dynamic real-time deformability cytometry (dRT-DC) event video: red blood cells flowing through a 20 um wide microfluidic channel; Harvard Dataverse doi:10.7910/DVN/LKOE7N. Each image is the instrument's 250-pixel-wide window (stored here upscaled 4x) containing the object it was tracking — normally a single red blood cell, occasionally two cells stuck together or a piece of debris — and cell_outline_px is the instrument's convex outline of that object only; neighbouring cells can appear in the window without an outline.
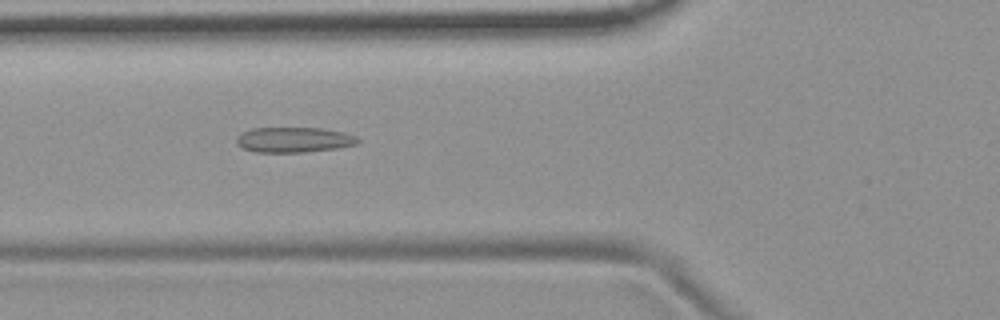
{"species": "common noctule bat (a hibernating species)", "species_latin": "Nyctalus noctula", "temperature_condition": "room temperature", "stored_images_in_passage": 45, "camera_frame_rate_fps": 3000, "um_per_image_px": 0.085, "animal": {"sex": "female", "body_mass_g": 19.9}, "frame": {"image": 1, "passage_image": 11, "time_ms": 3.333, "image_size_px": [1000, 320], "cell_outline_px": [[360, 140], [356, 144], [340, 148], [304, 152], [256, 152], [240, 148], [236, 144], [236, 136], [252, 128], [320, 128], [344, 132], [356, 136]], "centroid_in_image_um": [24.96, 11.89], "position_along_channel_um": 100.8, "area_um2": 17.98}}
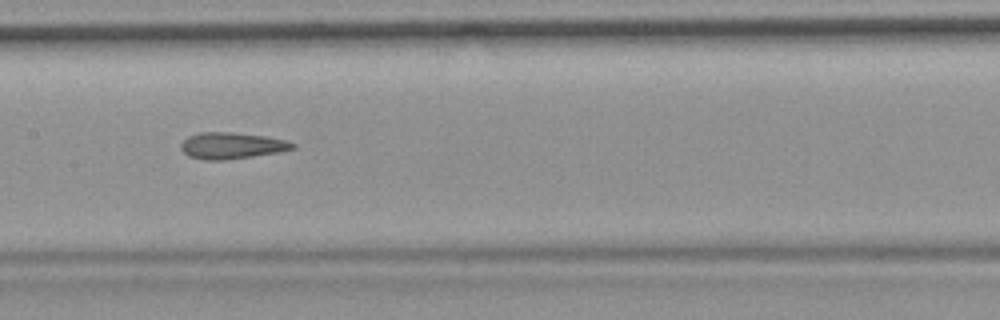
{"frame": {"image": 2, "passage_image": 18, "time_ms": 5.667, "image_size_px": [1000, 320], "cell_outline_px": [[296, 148], [280, 152], [224, 160], [208, 160], [188, 156], [180, 148], [180, 144], [188, 136], [200, 132], [232, 132], [264, 136], [288, 140], [296, 144]], "centroid_in_image_um": [19.71, 12.37], "position_along_channel_um": 187.7, "area_um2": 17.22}}
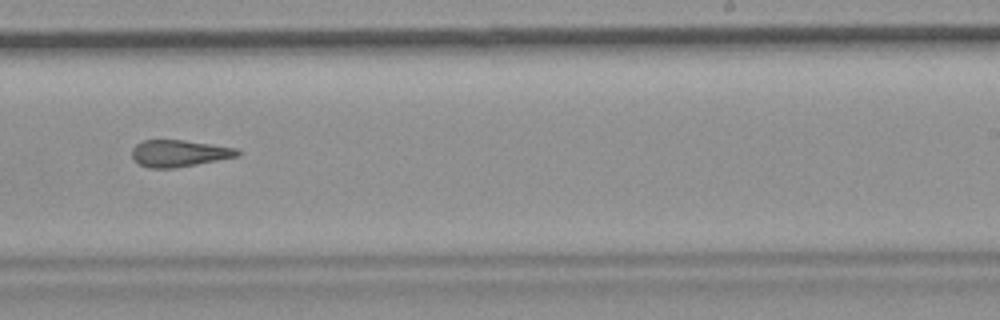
{"frame": {"image": 3, "passage_image": 25, "time_ms": 8.0, "image_size_px": [1000, 320], "cell_outline_px": [[240, 156], [196, 164], [172, 168], [148, 168], [140, 164], [132, 156], [132, 148], [136, 144], [144, 140], [184, 140], [236, 148], [240, 152]], "centroid_in_image_um": [15.22, 13.03], "position_along_channel_um": 273.8, "area_um2": 16.3}, "authors_computed_cell_mechanics": {"area_um2": 17.1666, "velocity_mm_per_s": 3.716, "shape_relaxation_time_tau1_ms": null, "shape_relaxation_time_tau2_ms": 4.4656, "deformation_change_tau1": null, "deformation_change_tau2": 0.1397}}